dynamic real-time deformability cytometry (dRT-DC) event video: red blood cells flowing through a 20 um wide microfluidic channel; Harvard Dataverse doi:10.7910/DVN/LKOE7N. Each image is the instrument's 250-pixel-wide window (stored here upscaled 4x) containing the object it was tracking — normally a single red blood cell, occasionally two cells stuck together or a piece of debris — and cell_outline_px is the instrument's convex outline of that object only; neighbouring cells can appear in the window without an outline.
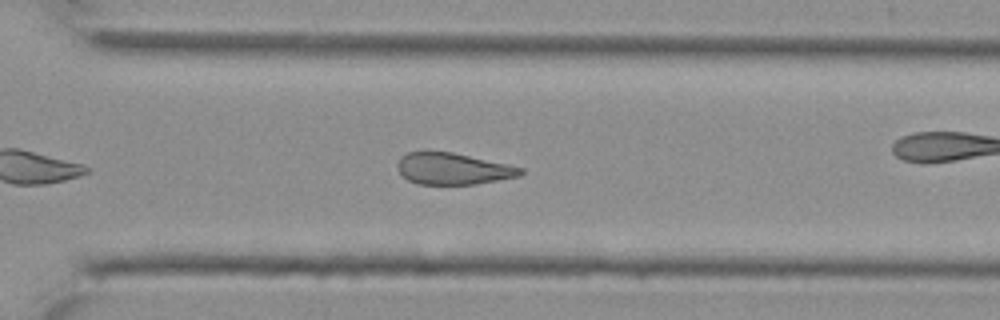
{"species": "Egyptian fruit bat (a non-hibernating species)", "species_latin": "Rousettus aegyptiacus", "temperature_condition": "cold", "stored_images_in_passage": 32, "camera_frame_rate_fps": 3000, "um_per_image_px": 0.085, "animal": {"sex": "female"}, "frame": {"image": 1, "passage_image": 23, "time_ms": 7.333, "image_size_px": [1000, 320], "cell_outline_px": [[524, 172], [520, 176], [476, 184], [416, 184], [408, 180], [396, 168], [396, 164], [400, 156], [408, 152], [452, 152], [508, 164], [524, 168]], "centroid_in_image_um": [38.5, 14.34], "position_along_channel_um": 332.1, "area_um2": 22.66}}